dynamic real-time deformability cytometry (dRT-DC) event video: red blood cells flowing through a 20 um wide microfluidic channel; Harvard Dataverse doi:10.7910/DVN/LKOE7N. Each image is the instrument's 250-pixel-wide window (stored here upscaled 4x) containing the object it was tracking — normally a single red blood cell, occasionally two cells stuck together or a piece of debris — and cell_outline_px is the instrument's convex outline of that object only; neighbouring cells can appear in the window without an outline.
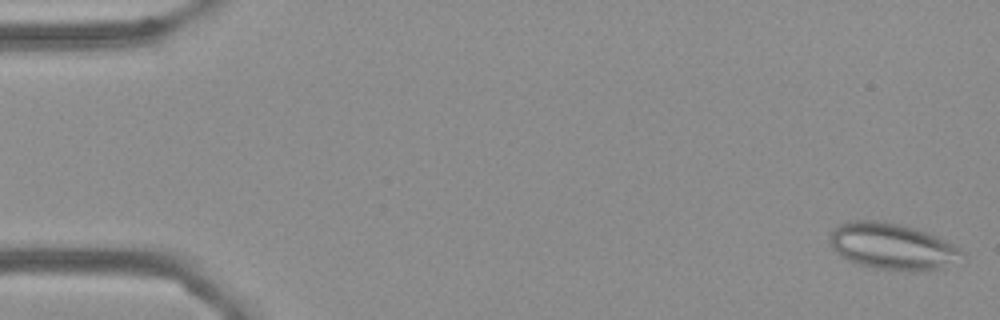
{"species": "Egyptian fruit bat (a non-hibernating species)", "species_latin": "Rousettus aegyptiacus", "temperature_condition": "cold", "stored_images_in_passage": 55, "camera_frame_rate_fps": 3000, "um_per_image_px": 0.085, "frame": {"image": 1, "passage_image": 1, "time_ms": 0.0, "image_size_px": [1000, 320], "cell_outline_px": [[964, 256], [944, 268], [912, 272], [876, 268], [860, 264], [848, 260], [836, 252], [832, 248], [832, 232], [840, 224], [852, 220], [880, 220], [900, 224], [916, 228], [956, 244], [964, 252]], "centroid_in_image_um": [75.91, 20.95], "position_along_channel_um": 9.1, "area_um2": 35.72}}
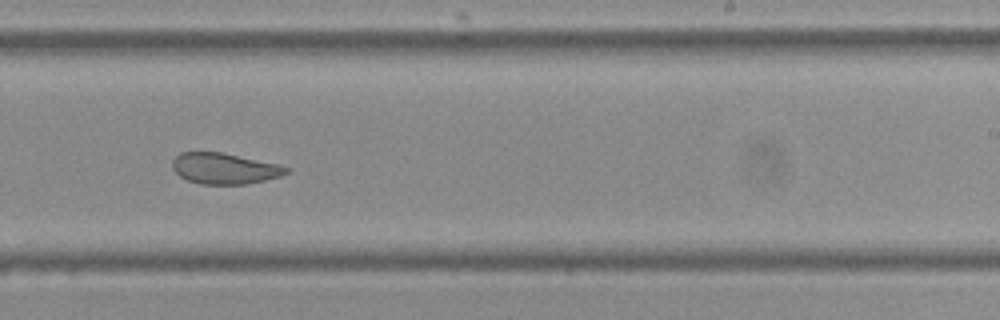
{"frame": {"image": 2, "passage_image": 34, "time_ms": 11.0, "image_size_px": [1000, 320], "cell_outline_px": [[288, 172], [280, 176], [264, 180], [244, 184], [200, 184], [188, 180], [180, 176], [172, 168], [172, 160], [180, 152], [220, 152], [280, 164], [288, 168]], "centroid_in_image_um": [19.06, 14.31], "position_along_channel_um": 269.9, "area_um2": 20.4}}
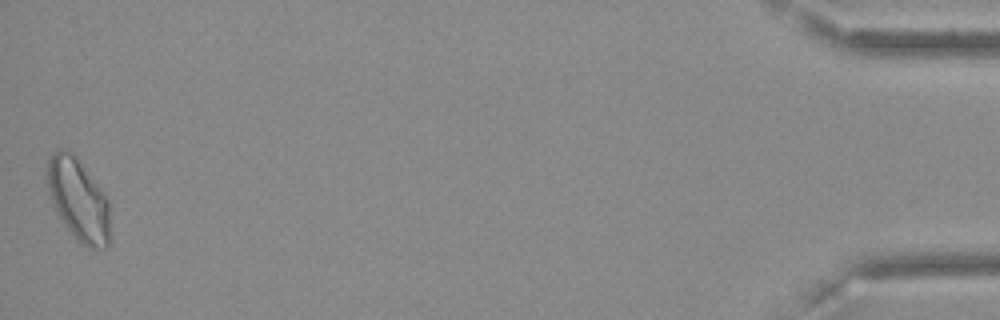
{"frame": {"image": 3, "passage_image": 55, "time_ms": 18.0, "image_size_px": [1000, 320], "cell_outline_px": [[112, 236], [108, 248], [92, 248], [80, 244], [64, 224], [56, 212], [48, 188], [48, 160], [52, 152], [56, 148], [68, 148], [72, 152], [104, 192], [108, 200]], "centroid_in_image_um": [6.71, 17.0], "position_along_channel_um": 428.5, "area_um2": 30.46}, "authors_computed_cell_mechanics": {"area_um2": 24.6228, "velocity_mm_per_s": 3.5999, "shape_relaxation_time_tau1_ms": null, "shape_relaxation_time_tau2_ms": 1.059, "deformation_change_tau1": null, "deformation_change_tau2": 0.078}}